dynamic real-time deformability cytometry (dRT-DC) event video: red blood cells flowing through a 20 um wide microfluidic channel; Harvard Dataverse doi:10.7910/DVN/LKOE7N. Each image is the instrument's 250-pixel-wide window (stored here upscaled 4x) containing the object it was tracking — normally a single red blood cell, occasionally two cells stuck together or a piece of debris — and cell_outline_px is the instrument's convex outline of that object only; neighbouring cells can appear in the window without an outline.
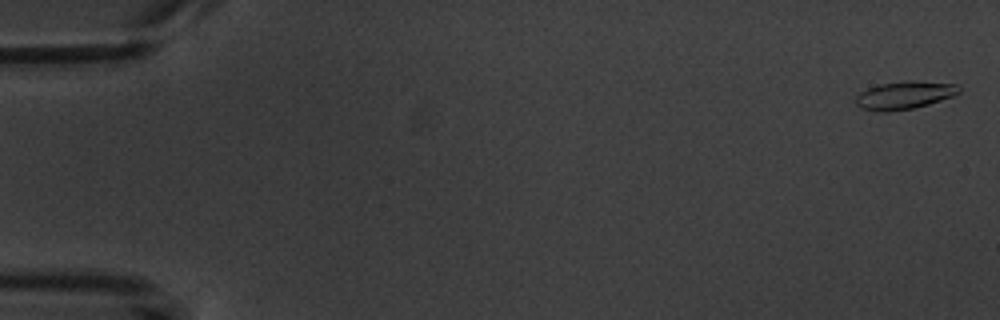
{"species": "common noctule bat (a hibernating species)", "species_latin": "Nyctalus noctula", "temperature_condition": "warm", "stored_images_in_passage": 4, "camera_frame_rate_fps": 3000, "um_per_image_px": 0.085, "animal": {"sex": "male", "body_mass_g": 20.1, "forearm_length_mm": 53.5}, "frame": {"image": 1, "passage_image": 1, "time_ms": 0.0, "image_size_px": [1000, 320], "cell_outline_px": [[960, 92], [952, 96], [928, 104], [912, 108], [888, 112], [880, 112], [860, 108], [856, 104], [856, 96], [860, 92], [868, 88], [880, 84], [904, 80], [908, 80], [956, 84], [960, 88]], "centroid_in_image_um": [76.84, 8.09], "position_along_channel_um": 8.2, "area_um2": 16.7}}